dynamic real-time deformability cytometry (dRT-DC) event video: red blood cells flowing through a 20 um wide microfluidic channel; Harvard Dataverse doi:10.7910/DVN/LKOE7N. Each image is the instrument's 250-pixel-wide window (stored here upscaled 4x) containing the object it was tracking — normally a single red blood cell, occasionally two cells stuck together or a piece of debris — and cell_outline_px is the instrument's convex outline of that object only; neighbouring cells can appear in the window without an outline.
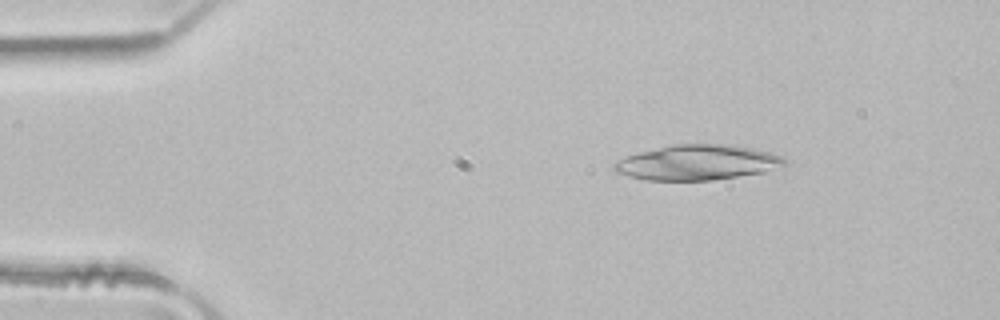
{"species": "common noctule bat (a hibernating species)", "species_latin": "Nyctalus noctula", "temperature_condition": "room temperature", "stored_images_in_passage": 2, "camera_frame_rate_fps": 3000, "um_per_image_px": 0.085, "animal": {"sex": "male", "body_mass_g": 21.5, "forearm_length_mm": 52.0}, "frame": {"image": 1, "passage_image": 2, "time_ms": 0.333, "image_size_px": [1000, 320], "cell_outline_px": [[788, 164], [764, 172], [712, 180], [644, 180], [628, 176], [616, 172], [612, 168], [612, 164], [616, 160], [636, 152], [672, 144], [732, 144], [752, 148], [768, 152], [780, 156]], "centroid_in_image_um": [59.21, 13.8], "position_along_channel_um": 25.8, "area_um2": 35.08}}